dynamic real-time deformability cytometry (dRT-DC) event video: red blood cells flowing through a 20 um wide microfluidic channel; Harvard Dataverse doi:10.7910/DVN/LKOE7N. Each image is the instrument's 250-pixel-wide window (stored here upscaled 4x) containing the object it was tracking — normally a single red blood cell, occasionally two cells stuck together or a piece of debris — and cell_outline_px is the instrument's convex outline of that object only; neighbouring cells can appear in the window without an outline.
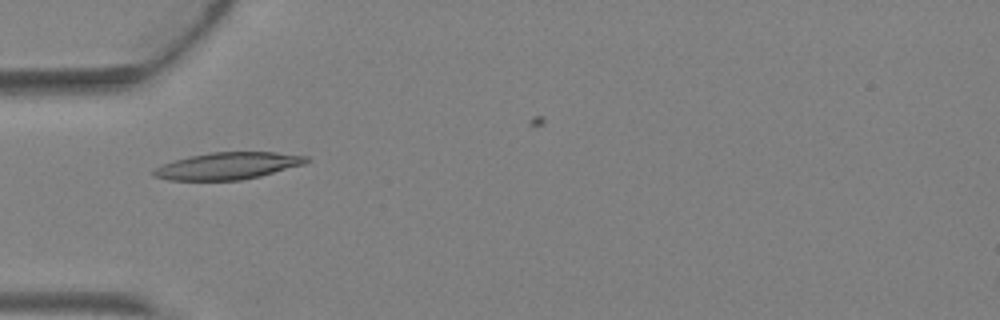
{"species": "Egyptian fruit bat (a non-hibernating species)", "species_latin": "Rousettus aegyptiacus", "temperature_condition": "warm", "stored_images_in_passage": 3, "camera_frame_rate_fps": 3000, "um_per_image_px": 0.085, "animal": {"sex": "female"}, "frame": {"image": 1, "passage_image": 2, "time_ms": 0.333, "image_size_px": [1000, 320], "cell_outline_px": [[312, 160], [304, 164], [260, 176], [240, 180], [168, 180], [152, 176], [152, 168], [176, 160], [192, 156], [212, 152], [276, 152], [308, 156]], "centroid_in_image_um": [19.38, 14.1], "position_along_channel_um": 65.6, "area_um2": 23.93}}
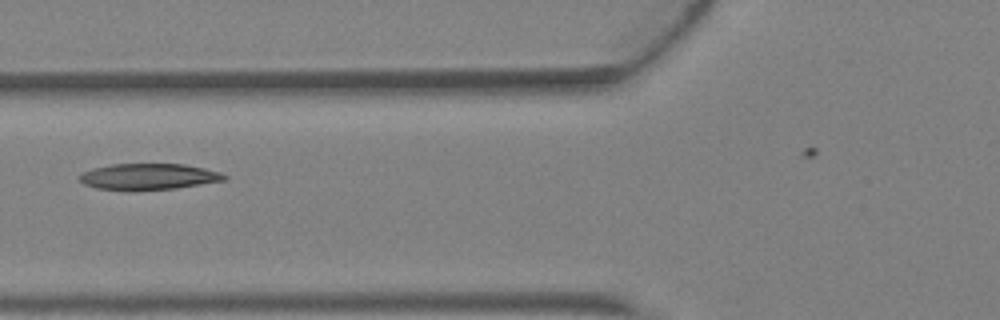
{"frame": {"image": 2, "passage_image": 3, "time_ms": 0.667, "image_size_px": [1000, 320], "cell_outline_px": [[228, 180], [176, 188], [96, 188], [84, 184], [80, 180], [80, 176], [84, 172], [96, 168], [112, 164], [184, 164], [204, 168], [220, 172], [228, 176]], "centroid_in_image_um": [12.74, 14.98], "position_along_channel_um": 113.1, "area_um2": 21.21}}